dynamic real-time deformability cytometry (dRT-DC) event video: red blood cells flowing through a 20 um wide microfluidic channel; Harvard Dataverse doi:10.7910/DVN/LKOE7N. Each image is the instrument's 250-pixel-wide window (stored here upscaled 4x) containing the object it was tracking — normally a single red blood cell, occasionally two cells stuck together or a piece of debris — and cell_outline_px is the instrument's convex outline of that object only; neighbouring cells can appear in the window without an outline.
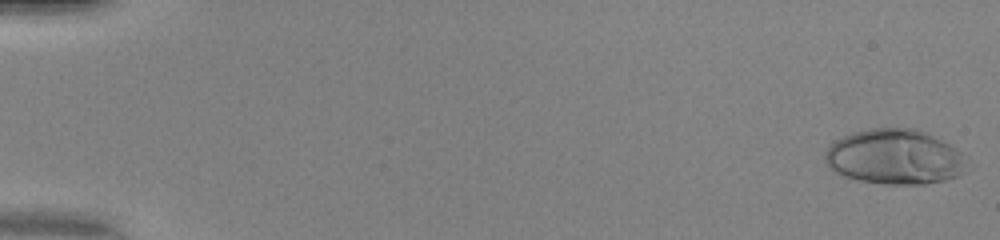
{"species": "human", "species_latin": "Homo sapiens", "temperature_condition": "warm", "stored_images_in_passage": 50, "camera_frame_rate_fps": 3000, "um_per_image_px": 0.085, "donor": {"sex": "female"}, "frame": {"image": 1, "passage_image": 1, "time_ms": 0.0, "image_size_px": [1000, 240], "cell_outline_px": [[964, 172], [956, 176], [944, 180], [924, 184], [884, 184], [860, 180], [844, 176], [832, 172], [824, 160], [824, 152], [836, 140], [852, 132], [872, 128], [916, 128], [956, 148], [960, 152]], "centroid_in_image_um": [75.96, 13.34], "position_along_channel_um": 9.0, "area_um2": 45.03}}
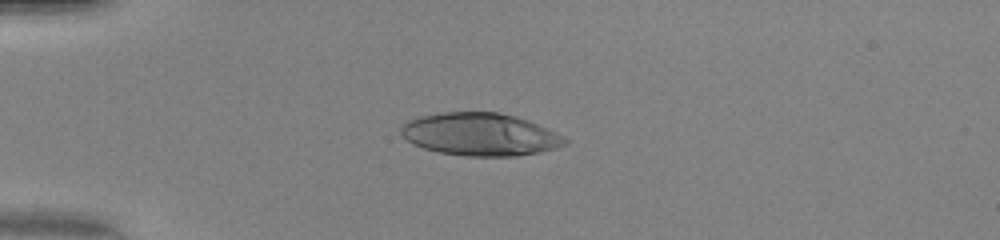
{"frame": {"image": 2, "passage_image": 14, "time_ms": 4.333, "image_size_px": [1000, 240], "cell_outline_px": [[568, 144], [556, 148], [540, 152], [516, 156], [468, 156], [440, 152], [424, 148], [412, 144], [400, 132], [400, 124], [416, 116], [436, 112], [500, 112], [516, 116], [528, 120], [556, 132], [564, 136], [568, 140]], "centroid_in_image_um": [40.8, 11.41], "position_along_channel_um": 44.2, "area_um2": 41.15}}
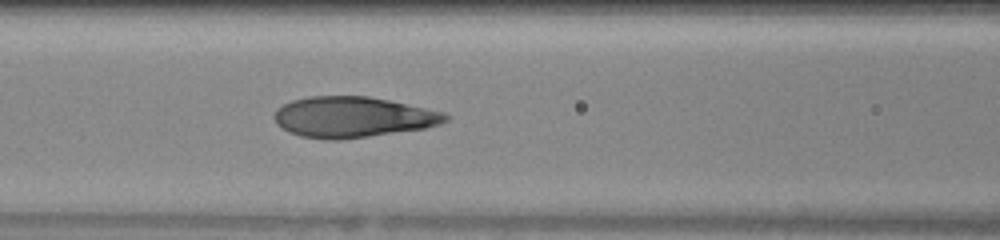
{"frame": {"image": 3, "passage_image": 23, "time_ms": 7.333, "image_size_px": [1000, 240], "cell_outline_px": [[452, 116], [448, 120], [440, 124], [424, 128], [368, 136], [336, 140], [328, 140], [300, 136], [288, 132], [276, 124], [272, 116], [276, 108], [292, 100], [308, 96], [368, 96], [388, 100], [444, 112]], "centroid_in_image_um": [29.95, 9.95], "position_along_channel_um": 136.7, "area_um2": 40.69}, "authors_computed_cell_mechanics": {"area_um2": 40.9224, "velocity_mm_per_s": 4.2033, "shape_relaxation_time_tau1_ms": 6.1009, "shape_relaxation_time_tau2_ms": null, "deformation_change_tau1": 0.3283, "deformation_change_tau2": null}}